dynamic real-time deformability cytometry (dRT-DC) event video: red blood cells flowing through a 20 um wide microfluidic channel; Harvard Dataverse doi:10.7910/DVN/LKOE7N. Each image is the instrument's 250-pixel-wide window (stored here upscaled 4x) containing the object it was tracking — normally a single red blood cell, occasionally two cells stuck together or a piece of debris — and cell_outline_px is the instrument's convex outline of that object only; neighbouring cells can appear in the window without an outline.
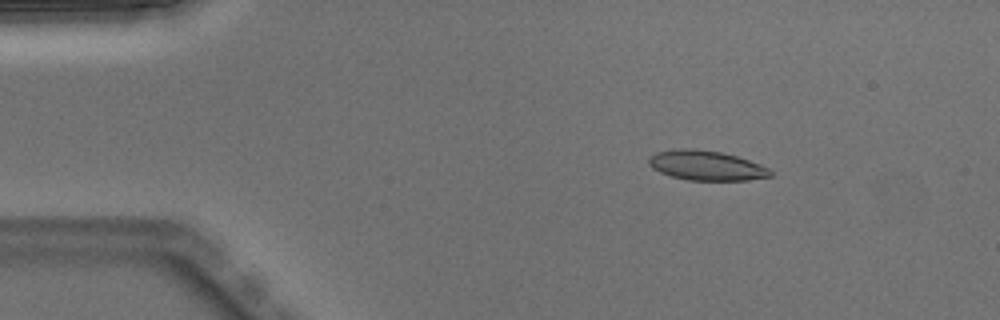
{"species": "Egyptian fruit bat (a non-hibernating species)", "species_latin": "Rousettus aegyptiacus", "temperature_condition": "warm", "stored_images_in_passage": 4, "camera_frame_rate_fps": 3000, "um_per_image_px": 0.085, "animal": {"sex": "male"}, "frame": {"image": 1, "passage_image": 2, "time_ms": 0.333, "image_size_px": [1000, 320], "cell_outline_px": [[772, 176], [748, 180], [688, 180], [672, 176], [660, 172], [652, 168], [648, 164], [648, 160], [656, 152], [672, 148], [692, 148], [720, 152], [736, 156], [760, 164], [768, 168], [772, 172]], "centroid_in_image_um": [60.01, 14.06], "position_along_channel_um": 25.0, "area_um2": 21.04}}
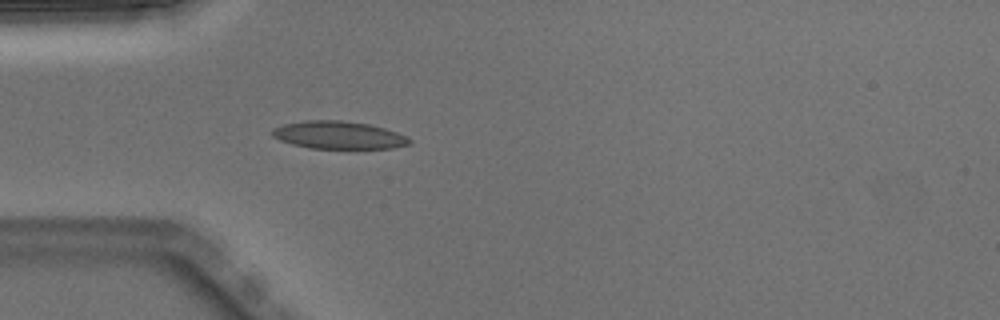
{"frame": {"image": 2, "passage_image": 4, "time_ms": 1.0, "image_size_px": [1000, 320], "cell_outline_px": [[412, 140], [408, 144], [392, 148], [308, 148], [292, 144], [280, 140], [272, 136], [272, 128], [284, 124], [304, 120], [340, 120], [368, 124], [384, 128], [408, 136]], "centroid_in_image_um": [28.76, 11.48], "position_along_channel_um": 56.2, "area_um2": 22.08}}